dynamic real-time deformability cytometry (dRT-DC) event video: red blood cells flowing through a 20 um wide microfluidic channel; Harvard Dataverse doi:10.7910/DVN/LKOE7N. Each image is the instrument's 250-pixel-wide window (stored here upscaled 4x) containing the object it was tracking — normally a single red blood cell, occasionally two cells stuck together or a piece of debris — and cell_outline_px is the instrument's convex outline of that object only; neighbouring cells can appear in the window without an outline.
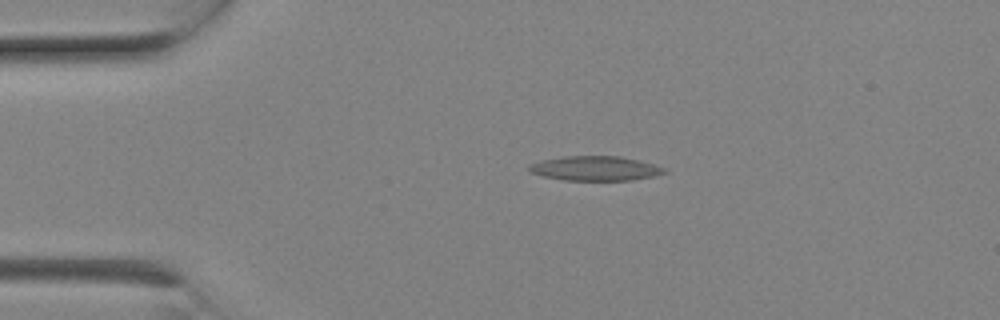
{"species": "Egyptian fruit bat (a non-hibernating species)", "species_latin": "Rousettus aegyptiacus", "temperature_condition": "room temperature", "stored_images_in_passage": 4, "camera_frame_rate_fps": 3000, "um_per_image_px": 0.085, "animal": {"sex": "female"}, "frame": {"image": 1, "passage_image": 1, "time_ms": 0.0, "image_size_px": [1000, 320], "cell_outline_px": [[668, 172], [656, 176], [632, 180], [564, 180], [544, 176], [528, 172], [528, 164], [544, 160], [564, 156], [620, 156], [668, 168]], "centroid_in_image_um": [50.62, 14.32], "position_along_channel_um": 34.4, "area_um2": 19.36}}
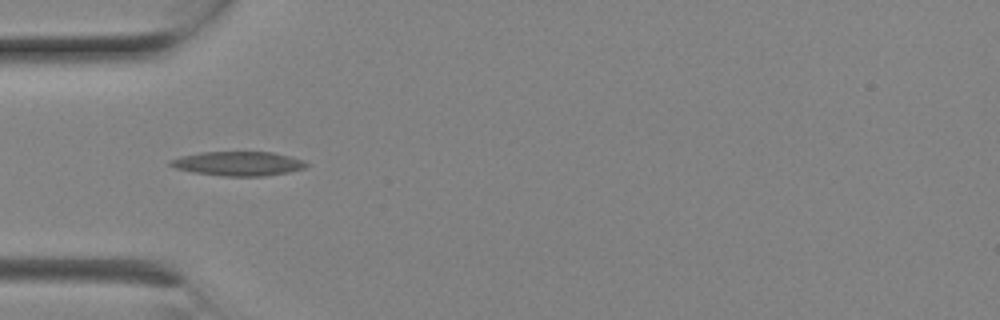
{"frame": {"image": 2, "passage_image": 3, "time_ms": 0.667, "image_size_px": [1000, 320], "cell_outline_px": [[308, 164], [304, 168], [288, 172], [264, 176], [224, 176], [192, 172], [176, 168], [168, 164], [168, 160], [180, 156], [200, 152], [272, 152], [304, 160]], "centroid_in_image_um": [20.21, 13.9], "position_along_channel_um": 64.8, "area_um2": 19.19}}
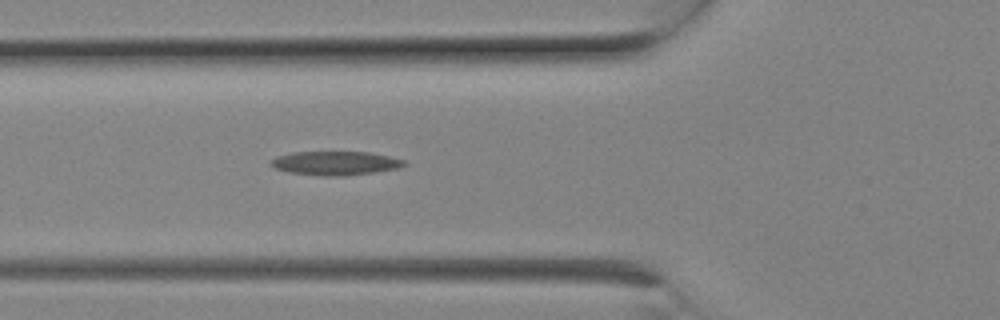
{"frame": {"image": 3, "passage_image": 4, "time_ms": 1.0, "image_size_px": [1000, 320], "cell_outline_px": [[408, 164], [396, 168], [372, 172], [344, 176], [324, 176], [288, 172], [276, 168], [268, 164], [276, 156], [292, 152], [368, 152], [388, 156], [404, 160]], "centroid_in_image_um": [28.47, 13.86], "position_along_channel_um": 97.3, "area_um2": 18.38}}